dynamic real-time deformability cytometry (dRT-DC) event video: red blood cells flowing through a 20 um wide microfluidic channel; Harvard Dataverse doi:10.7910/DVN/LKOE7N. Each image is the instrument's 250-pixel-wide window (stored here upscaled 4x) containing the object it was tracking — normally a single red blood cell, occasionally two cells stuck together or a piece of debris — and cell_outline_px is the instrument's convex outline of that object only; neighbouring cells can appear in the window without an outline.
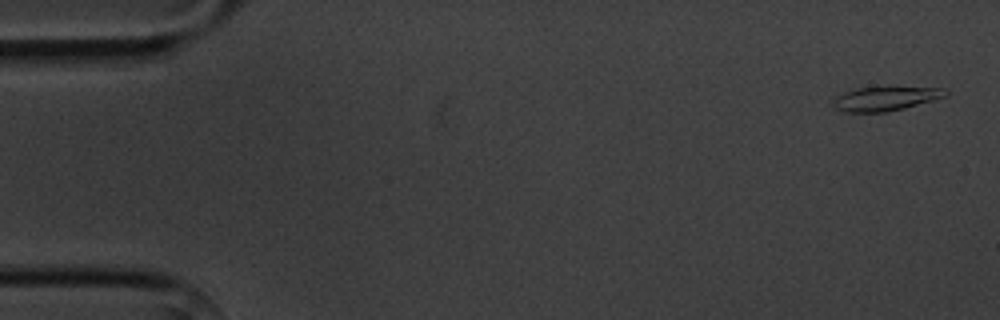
{"species": "common noctule bat (a hibernating species)", "species_latin": "Nyctalus noctula", "temperature_condition": "cold", "stored_images_in_passage": 6, "camera_frame_rate_fps": 3000, "um_per_image_px": 0.085, "animal": {"sex": "male", "body_mass_g": 20.1, "forearm_length_mm": 53.5}, "frame": {"image": 1, "passage_image": 1, "time_ms": 0.0, "image_size_px": [1000, 320], "cell_outline_px": [[948, 96], [904, 108], [884, 112], [844, 112], [836, 108], [832, 104], [832, 100], [836, 96], [844, 92], [856, 88], [940, 88], [948, 92]], "centroid_in_image_um": [75.21, 8.4], "position_along_channel_um": 9.8, "area_um2": 15.43}}